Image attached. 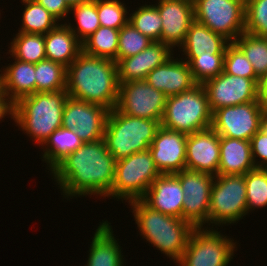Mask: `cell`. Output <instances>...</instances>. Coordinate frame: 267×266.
<instances>
[{
    "mask_svg": "<svg viewBox=\"0 0 267 266\" xmlns=\"http://www.w3.org/2000/svg\"><path fill=\"white\" fill-rule=\"evenodd\" d=\"M234 43L242 50L252 64L256 76H267V37L243 32Z\"/></svg>",
    "mask_w": 267,
    "mask_h": 266,
    "instance_id": "cell-32",
    "label": "cell"
},
{
    "mask_svg": "<svg viewBox=\"0 0 267 266\" xmlns=\"http://www.w3.org/2000/svg\"><path fill=\"white\" fill-rule=\"evenodd\" d=\"M175 175L179 178L184 195L182 219L194 227L208 228V213L214 176L186 168Z\"/></svg>",
    "mask_w": 267,
    "mask_h": 266,
    "instance_id": "cell-12",
    "label": "cell"
},
{
    "mask_svg": "<svg viewBox=\"0 0 267 266\" xmlns=\"http://www.w3.org/2000/svg\"><path fill=\"white\" fill-rule=\"evenodd\" d=\"M46 59L68 67L82 51V43L65 23L44 35Z\"/></svg>",
    "mask_w": 267,
    "mask_h": 266,
    "instance_id": "cell-26",
    "label": "cell"
},
{
    "mask_svg": "<svg viewBox=\"0 0 267 266\" xmlns=\"http://www.w3.org/2000/svg\"><path fill=\"white\" fill-rule=\"evenodd\" d=\"M185 1H188V2H190V3H195L197 0H185Z\"/></svg>",
    "mask_w": 267,
    "mask_h": 266,
    "instance_id": "cell-48",
    "label": "cell"
},
{
    "mask_svg": "<svg viewBox=\"0 0 267 266\" xmlns=\"http://www.w3.org/2000/svg\"><path fill=\"white\" fill-rule=\"evenodd\" d=\"M160 126L158 120L125 115L115 107L108 113L104 140L108 151L118 161L149 150Z\"/></svg>",
    "mask_w": 267,
    "mask_h": 266,
    "instance_id": "cell-5",
    "label": "cell"
},
{
    "mask_svg": "<svg viewBox=\"0 0 267 266\" xmlns=\"http://www.w3.org/2000/svg\"><path fill=\"white\" fill-rule=\"evenodd\" d=\"M83 142L75 130L60 127L55 130L46 141L40 146L41 159L46 163L48 173L67 155L75 152Z\"/></svg>",
    "mask_w": 267,
    "mask_h": 266,
    "instance_id": "cell-27",
    "label": "cell"
},
{
    "mask_svg": "<svg viewBox=\"0 0 267 266\" xmlns=\"http://www.w3.org/2000/svg\"><path fill=\"white\" fill-rule=\"evenodd\" d=\"M36 92H58L66 89V67L52 60L35 63Z\"/></svg>",
    "mask_w": 267,
    "mask_h": 266,
    "instance_id": "cell-33",
    "label": "cell"
},
{
    "mask_svg": "<svg viewBox=\"0 0 267 266\" xmlns=\"http://www.w3.org/2000/svg\"><path fill=\"white\" fill-rule=\"evenodd\" d=\"M247 215L244 175L214 176L208 213L209 228L218 226L220 230L222 226L236 225Z\"/></svg>",
    "mask_w": 267,
    "mask_h": 266,
    "instance_id": "cell-8",
    "label": "cell"
},
{
    "mask_svg": "<svg viewBox=\"0 0 267 266\" xmlns=\"http://www.w3.org/2000/svg\"><path fill=\"white\" fill-rule=\"evenodd\" d=\"M255 168L250 141L220 136L218 175H245Z\"/></svg>",
    "mask_w": 267,
    "mask_h": 266,
    "instance_id": "cell-24",
    "label": "cell"
},
{
    "mask_svg": "<svg viewBox=\"0 0 267 266\" xmlns=\"http://www.w3.org/2000/svg\"><path fill=\"white\" fill-rule=\"evenodd\" d=\"M21 3L24 10L18 32L45 35L59 24L50 12L35 0H21Z\"/></svg>",
    "mask_w": 267,
    "mask_h": 266,
    "instance_id": "cell-29",
    "label": "cell"
},
{
    "mask_svg": "<svg viewBox=\"0 0 267 266\" xmlns=\"http://www.w3.org/2000/svg\"><path fill=\"white\" fill-rule=\"evenodd\" d=\"M245 32L267 37V0H245Z\"/></svg>",
    "mask_w": 267,
    "mask_h": 266,
    "instance_id": "cell-40",
    "label": "cell"
},
{
    "mask_svg": "<svg viewBox=\"0 0 267 266\" xmlns=\"http://www.w3.org/2000/svg\"><path fill=\"white\" fill-rule=\"evenodd\" d=\"M229 43L223 36L216 34L205 25L194 21L178 53L183 52L181 56L201 57L210 56L211 54H225Z\"/></svg>",
    "mask_w": 267,
    "mask_h": 266,
    "instance_id": "cell-25",
    "label": "cell"
},
{
    "mask_svg": "<svg viewBox=\"0 0 267 266\" xmlns=\"http://www.w3.org/2000/svg\"><path fill=\"white\" fill-rule=\"evenodd\" d=\"M221 231H218V228L195 227L190 234L185 251L175 265H230L240 244L232 236L223 235Z\"/></svg>",
    "mask_w": 267,
    "mask_h": 266,
    "instance_id": "cell-7",
    "label": "cell"
},
{
    "mask_svg": "<svg viewBox=\"0 0 267 266\" xmlns=\"http://www.w3.org/2000/svg\"><path fill=\"white\" fill-rule=\"evenodd\" d=\"M210 110L258 101V84L253 79L227 74L224 71L203 84Z\"/></svg>",
    "mask_w": 267,
    "mask_h": 266,
    "instance_id": "cell-15",
    "label": "cell"
},
{
    "mask_svg": "<svg viewBox=\"0 0 267 266\" xmlns=\"http://www.w3.org/2000/svg\"><path fill=\"white\" fill-rule=\"evenodd\" d=\"M225 54H211L210 56H181L190 67L197 84H204L223 72ZM185 57V58H184Z\"/></svg>",
    "mask_w": 267,
    "mask_h": 266,
    "instance_id": "cell-36",
    "label": "cell"
},
{
    "mask_svg": "<svg viewBox=\"0 0 267 266\" xmlns=\"http://www.w3.org/2000/svg\"><path fill=\"white\" fill-rule=\"evenodd\" d=\"M35 1L38 4L42 5L48 12H50V14L59 23H66L69 20L71 7L67 4L65 0H35Z\"/></svg>",
    "mask_w": 267,
    "mask_h": 266,
    "instance_id": "cell-42",
    "label": "cell"
},
{
    "mask_svg": "<svg viewBox=\"0 0 267 266\" xmlns=\"http://www.w3.org/2000/svg\"><path fill=\"white\" fill-rule=\"evenodd\" d=\"M115 165L116 160L103 138L83 143L61 160L49 175L67 201L87 196L106 199L114 182Z\"/></svg>",
    "mask_w": 267,
    "mask_h": 266,
    "instance_id": "cell-1",
    "label": "cell"
},
{
    "mask_svg": "<svg viewBox=\"0 0 267 266\" xmlns=\"http://www.w3.org/2000/svg\"><path fill=\"white\" fill-rule=\"evenodd\" d=\"M1 67L2 92L14 105L21 98L36 93L35 64L22 62L14 57ZM12 62V63H11Z\"/></svg>",
    "mask_w": 267,
    "mask_h": 266,
    "instance_id": "cell-23",
    "label": "cell"
},
{
    "mask_svg": "<svg viewBox=\"0 0 267 266\" xmlns=\"http://www.w3.org/2000/svg\"><path fill=\"white\" fill-rule=\"evenodd\" d=\"M109 110L68 96L63 109L62 127L75 130L83 143L104 138Z\"/></svg>",
    "mask_w": 267,
    "mask_h": 266,
    "instance_id": "cell-14",
    "label": "cell"
},
{
    "mask_svg": "<svg viewBox=\"0 0 267 266\" xmlns=\"http://www.w3.org/2000/svg\"><path fill=\"white\" fill-rule=\"evenodd\" d=\"M128 205L141 239L165 254L175 264L185 251L195 227L186 220L152 209L141 199L132 200Z\"/></svg>",
    "mask_w": 267,
    "mask_h": 266,
    "instance_id": "cell-3",
    "label": "cell"
},
{
    "mask_svg": "<svg viewBox=\"0 0 267 266\" xmlns=\"http://www.w3.org/2000/svg\"><path fill=\"white\" fill-rule=\"evenodd\" d=\"M183 198L179 178L175 174H161L141 200L158 212L182 219Z\"/></svg>",
    "mask_w": 267,
    "mask_h": 266,
    "instance_id": "cell-21",
    "label": "cell"
},
{
    "mask_svg": "<svg viewBox=\"0 0 267 266\" xmlns=\"http://www.w3.org/2000/svg\"><path fill=\"white\" fill-rule=\"evenodd\" d=\"M168 45L162 42H152L140 53L118 60L117 72L119 83L130 81L145 80L157 66L164 64L175 54Z\"/></svg>",
    "mask_w": 267,
    "mask_h": 266,
    "instance_id": "cell-20",
    "label": "cell"
},
{
    "mask_svg": "<svg viewBox=\"0 0 267 266\" xmlns=\"http://www.w3.org/2000/svg\"><path fill=\"white\" fill-rule=\"evenodd\" d=\"M0 61H1V57H0ZM2 91V79H1V69H0V92Z\"/></svg>",
    "mask_w": 267,
    "mask_h": 266,
    "instance_id": "cell-47",
    "label": "cell"
},
{
    "mask_svg": "<svg viewBox=\"0 0 267 266\" xmlns=\"http://www.w3.org/2000/svg\"><path fill=\"white\" fill-rule=\"evenodd\" d=\"M260 130L267 135V112L262 116Z\"/></svg>",
    "mask_w": 267,
    "mask_h": 266,
    "instance_id": "cell-45",
    "label": "cell"
},
{
    "mask_svg": "<svg viewBox=\"0 0 267 266\" xmlns=\"http://www.w3.org/2000/svg\"><path fill=\"white\" fill-rule=\"evenodd\" d=\"M66 91L71 98L111 111L119 98L117 63L82 50L66 68Z\"/></svg>",
    "mask_w": 267,
    "mask_h": 266,
    "instance_id": "cell-2",
    "label": "cell"
},
{
    "mask_svg": "<svg viewBox=\"0 0 267 266\" xmlns=\"http://www.w3.org/2000/svg\"><path fill=\"white\" fill-rule=\"evenodd\" d=\"M70 15L74 17L72 19L77 23H71L68 20L65 24L68 25L81 43L100 27L96 0L71 6Z\"/></svg>",
    "mask_w": 267,
    "mask_h": 266,
    "instance_id": "cell-31",
    "label": "cell"
},
{
    "mask_svg": "<svg viewBox=\"0 0 267 266\" xmlns=\"http://www.w3.org/2000/svg\"><path fill=\"white\" fill-rule=\"evenodd\" d=\"M152 42L128 22L119 31L117 61L140 53Z\"/></svg>",
    "mask_w": 267,
    "mask_h": 266,
    "instance_id": "cell-38",
    "label": "cell"
},
{
    "mask_svg": "<svg viewBox=\"0 0 267 266\" xmlns=\"http://www.w3.org/2000/svg\"><path fill=\"white\" fill-rule=\"evenodd\" d=\"M258 101L262 109L267 112V76L260 79L258 86Z\"/></svg>",
    "mask_w": 267,
    "mask_h": 266,
    "instance_id": "cell-44",
    "label": "cell"
},
{
    "mask_svg": "<svg viewBox=\"0 0 267 266\" xmlns=\"http://www.w3.org/2000/svg\"><path fill=\"white\" fill-rule=\"evenodd\" d=\"M7 116V117H6ZM13 116V105L8 101L5 94L0 92V122H4L5 118H9L12 120Z\"/></svg>",
    "mask_w": 267,
    "mask_h": 266,
    "instance_id": "cell-43",
    "label": "cell"
},
{
    "mask_svg": "<svg viewBox=\"0 0 267 266\" xmlns=\"http://www.w3.org/2000/svg\"><path fill=\"white\" fill-rule=\"evenodd\" d=\"M211 125L212 112L203 84L167 97L161 121L164 128L189 135L208 129Z\"/></svg>",
    "mask_w": 267,
    "mask_h": 266,
    "instance_id": "cell-6",
    "label": "cell"
},
{
    "mask_svg": "<svg viewBox=\"0 0 267 266\" xmlns=\"http://www.w3.org/2000/svg\"><path fill=\"white\" fill-rule=\"evenodd\" d=\"M154 5L162 20L161 42L173 51L179 50L195 21L194 4L185 0H156Z\"/></svg>",
    "mask_w": 267,
    "mask_h": 266,
    "instance_id": "cell-16",
    "label": "cell"
},
{
    "mask_svg": "<svg viewBox=\"0 0 267 266\" xmlns=\"http://www.w3.org/2000/svg\"><path fill=\"white\" fill-rule=\"evenodd\" d=\"M125 2V0H96L100 26L120 30L126 25L129 22L130 9Z\"/></svg>",
    "mask_w": 267,
    "mask_h": 266,
    "instance_id": "cell-37",
    "label": "cell"
},
{
    "mask_svg": "<svg viewBox=\"0 0 267 266\" xmlns=\"http://www.w3.org/2000/svg\"><path fill=\"white\" fill-rule=\"evenodd\" d=\"M223 71L227 74L253 79L259 85L260 79L256 76L252 64L234 42H230L226 47Z\"/></svg>",
    "mask_w": 267,
    "mask_h": 266,
    "instance_id": "cell-39",
    "label": "cell"
},
{
    "mask_svg": "<svg viewBox=\"0 0 267 266\" xmlns=\"http://www.w3.org/2000/svg\"><path fill=\"white\" fill-rule=\"evenodd\" d=\"M194 14L195 21L229 42L245 32V0H197Z\"/></svg>",
    "mask_w": 267,
    "mask_h": 266,
    "instance_id": "cell-10",
    "label": "cell"
},
{
    "mask_svg": "<svg viewBox=\"0 0 267 266\" xmlns=\"http://www.w3.org/2000/svg\"><path fill=\"white\" fill-rule=\"evenodd\" d=\"M220 136L212 127L187 136L185 168L218 175Z\"/></svg>",
    "mask_w": 267,
    "mask_h": 266,
    "instance_id": "cell-18",
    "label": "cell"
},
{
    "mask_svg": "<svg viewBox=\"0 0 267 266\" xmlns=\"http://www.w3.org/2000/svg\"><path fill=\"white\" fill-rule=\"evenodd\" d=\"M167 96L145 80L119 83V98L116 108L123 114L158 120L165 111Z\"/></svg>",
    "mask_w": 267,
    "mask_h": 266,
    "instance_id": "cell-13",
    "label": "cell"
},
{
    "mask_svg": "<svg viewBox=\"0 0 267 266\" xmlns=\"http://www.w3.org/2000/svg\"><path fill=\"white\" fill-rule=\"evenodd\" d=\"M250 143L252 160L255 167L267 168V135L259 130L251 138Z\"/></svg>",
    "mask_w": 267,
    "mask_h": 266,
    "instance_id": "cell-41",
    "label": "cell"
},
{
    "mask_svg": "<svg viewBox=\"0 0 267 266\" xmlns=\"http://www.w3.org/2000/svg\"><path fill=\"white\" fill-rule=\"evenodd\" d=\"M144 4L129 13V22L153 42H161L162 20L158 8L152 3Z\"/></svg>",
    "mask_w": 267,
    "mask_h": 266,
    "instance_id": "cell-34",
    "label": "cell"
},
{
    "mask_svg": "<svg viewBox=\"0 0 267 266\" xmlns=\"http://www.w3.org/2000/svg\"><path fill=\"white\" fill-rule=\"evenodd\" d=\"M67 2V4L71 7L73 5H77V4H80V3H84V2H87V1H90V0H65Z\"/></svg>",
    "mask_w": 267,
    "mask_h": 266,
    "instance_id": "cell-46",
    "label": "cell"
},
{
    "mask_svg": "<svg viewBox=\"0 0 267 266\" xmlns=\"http://www.w3.org/2000/svg\"><path fill=\"white\" fill-rule=\"evenodd\" d=\"M264 113L259 101L221 107L212 113L211 127L219 136L250 141Z\"/></svg>",
    "mask_w": 267,
    "mask_h": 266,
    "instance_id": "cell-11",
    "label": "cell"
},
{
    "mask_svg": "<svg viewBox=\"0 0 267 266\" xmlns=\"http://www.w3.org/2000/svg\"><path fill=\"white\" fill-rule=\"evenodd\" d=\"M187 136L163 126L158 128L149 151L161 174H175L185 169Z\"/></svg>",
    "mask_w": 267,
    "mask_h": 266,
    "instance_id": "cell-17",
    "label": "cell"
},
{
    "mask_svg": "<svg viewBox=\"0 0 267 266\" xmlns=\"http://www.w3.org/2000/svg\"><path fill=\"white\" fill-rule=\"evenodd\" d=\"M178 55L171 56L164 64L157 66L145 79L149 85L162 91L167 97L178 95L197 85L189 64Z\"/></svg>",
    "mask_w": 267,
    "mask_h": 266,
    "instance_id": "cell-19",
    "label": "cell"
},
{
    "mask_svg": "<svg viewBox=\"0 0 267 266\" xmlns=\"http://www.w3.org/2000/svg\"><path fill=\"white\" fill-rule=\"evenodd\" d=\"M67 98L66 89L25 96L13 105L12 120L19 131L40 147L55 130L62 127Z\"/></svg>",
    "mask_w": 267,
    "mask_h": 266,
    "instance_id": "cell-4",
    "label": "cell"
},
{
    "mask_svg": "<svg viewBox=\"0 0 267 266\" xmlns=\"http://www.w3.org/2000/svg\"><path fill=\"white\" fill-rule=\"evenodd\" d=\"M247 196V214L256 208H267V168H255L244 175Z\"/></svg>",
    "mask_w": 267,
    "mask_h": 266,
    "instance_id": "cell-35",
    "label": "cell"
},
{
    "mask_svg": "<svg viewBox=\"0 0 267 266\" xmlns=\"http://www.w3.org/2000/svg\"><path fill=\"white\" fill-rule=\"evenodd\" d=\"M111 224L107 219L98 224L91 238L87 262L84 266H125L127 264L122 253L123 247L120 246L117 236L113 234Z\"/></svg>",
    "mask_w": 267,
    "mask_h": 266,
    "instance_id": "cell-22",
    "label": "cell"
},
{
    "mask_svg": "<svg viewBox=\"0 0 267 266\" xmlns=\"http://www.w3.org/2000/svg\"><path fill=\"white\" fill-rule=\"evenodd\" d=\"M119 31L100 26L82 43V50L86 54L117 62Z\"/></svg>",
    "mask_w": 267,
    "mask_h": 266,
    "instance_id": "cell-30",
    "label": "cell"
},
{
    "mask_svg": "<svg viewBox=\"0 0 267 266\" xmlns=\"http://www.w3.org/2000/svg\"><path fill=\"white\" fill-rule=\"evenodd\" d=\"M9 43L7 60L11 57L29 63H38L46 59L45 41L42 34L17 32Z\"/></svg>",
    "mask_w": 267,
    "mask_h": 266,
    "instance_id": "cell-28",
    "label": "cell"
},
{
    "mask_svg": "<svg viewBox=\"0 0 267 266\" xmlns=\"http://www.w3.org/2000/svg\"><path fill=\"white\" fill-rule=\"evenodd\" d=\"M160 175L149 150L131 154L116 161L114 182L108 198L122 203L141 199Z\"/></svg>",
    "mask_w": 267,
    "mask_h": 266,
    "instance_id": "cell-9",
    "label": "cell"
}]
</instances>
